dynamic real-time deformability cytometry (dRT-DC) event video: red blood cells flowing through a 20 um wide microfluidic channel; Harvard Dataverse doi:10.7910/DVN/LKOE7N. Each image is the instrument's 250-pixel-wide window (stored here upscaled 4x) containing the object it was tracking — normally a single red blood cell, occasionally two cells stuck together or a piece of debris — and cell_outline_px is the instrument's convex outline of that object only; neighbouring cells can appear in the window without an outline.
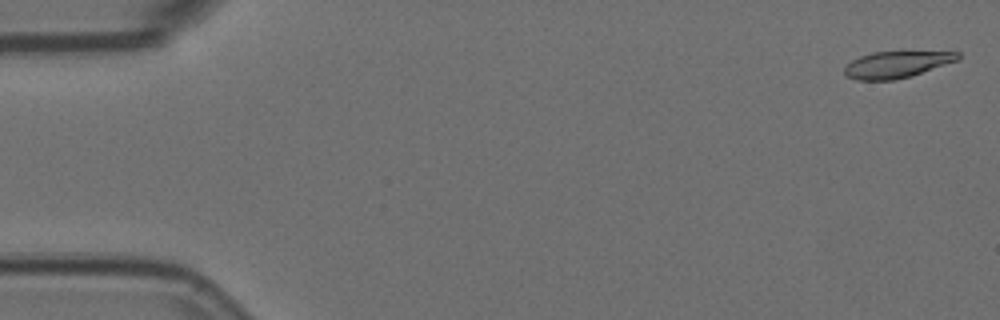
{"species": "Egyptian fruit bat (a non-hibernating species)", "species_latin": "Rousettus aegyptiacus", "temperature_condition": "room temperature", "stored_images_in_passage": 57, "camera_frame_rate_fps": 3000, "um_per_image_px": 0.085, "animal": {"sex": "female"}, "frame": {"image": 1, "passage_image": 2, "time_ms": 0.333, "image_size_px": [1000, 320], "cell_outline_px": [[960, 56], [956, 60], [912, 76], [892, 80], [856, 80], [848, 76], [844, 72], [844, 68], [852, 60], [860, 56], [872, 52], [960, 52]], "centroid_in_image_um": [76.17, 5.49], "position_along_channel_um": 8.8, "area_um2": 17.22}}
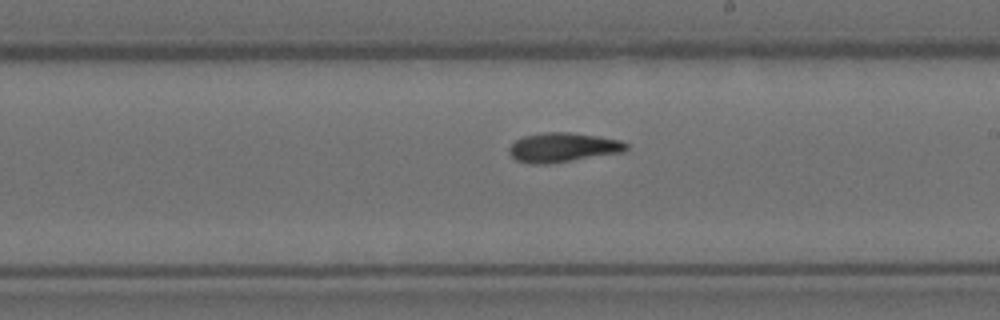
{"frame": {"image": 2, "passage_image": 33, "time_ms": 10.667, "image_size_px": [1000, 320], "cell_outline_px": [[628, 148], [624, 152], [548, 164], [532, 164], [516, 160], [508, 152], [508, 148], [516, 140], [524, 136], [544, 132], [568, 132], [600, 136], [620, 140], [628, 144]], "centroid_in_image_um": [47.85, 12.53], "position_along_channel_um": 241.1, "area_um2": 20.11}}
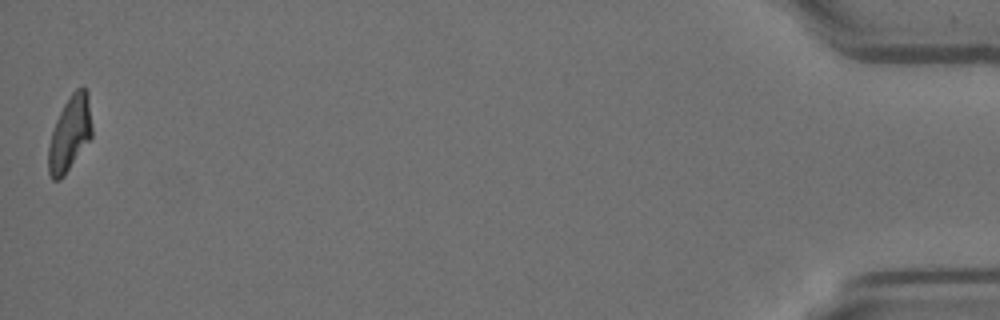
{"frame": {"image": 3, "passage_image": 57, "time_ms": 18.667, "image_size_px": [1000, 320], "cell_outline_px": [[92, 136], [64, 176], [60, 180], [52, 180], [48, 172], [48, 148], [52, 132], [56, 120], [64, 104], [72, 92], [76, 88], [84, 88], [88, 92], [92, 128]], "centroid_in_image_um": [5.93, 11.37], "position_along_channel_um": 429.3, "area_um2": 18.9}, "authors_computed_cell_mechanics": {"area_um2": 19.363, "velocity_mm_per_s": 3.5807, "shape_relaxation_time_tau1_ms": null, "shape_relaxation_time_tau2_ms": 9.5203, "deformation_change_tau1": null, "deformation_change_tau2": 0.1747}}